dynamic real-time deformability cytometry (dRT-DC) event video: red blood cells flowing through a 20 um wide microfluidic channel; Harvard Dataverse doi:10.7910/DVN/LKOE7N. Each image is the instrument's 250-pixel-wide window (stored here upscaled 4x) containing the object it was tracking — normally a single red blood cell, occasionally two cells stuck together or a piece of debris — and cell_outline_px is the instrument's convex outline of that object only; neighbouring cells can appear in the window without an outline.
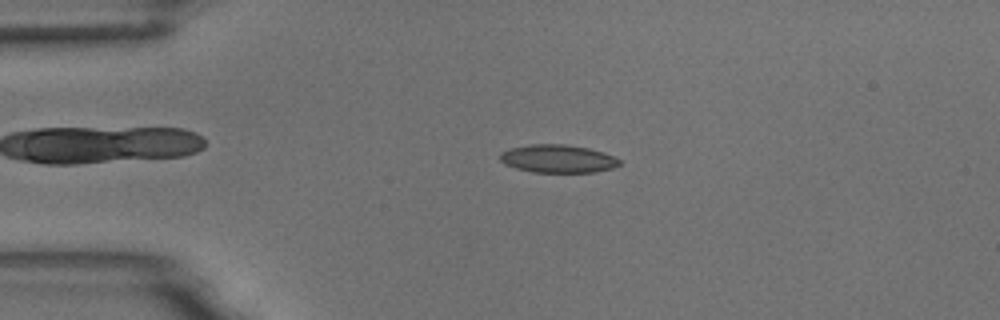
{"species": "common noctule bat (a hibernating species)", "species_latin": "Nyctalus noctula", "temperature_condition": "room temperature", "stored_images_in_passage": 54, "camera_frame_rate_fps": 3000, "um_per_image_px": 0.085, "animal": {"sex": "male", "body_mass_g": 18.8}, "frame": {"image": 1, "passage_image": 12, "time_ms": 3.667, "image_size_px": [1000, 320], "cell_outline_px": [[620, 164], [612, 168], [596, 172], [532, 172], [516, 168], [504, 164], [500, 160], [500, 152], [508, 148], [532, 144], [564, 144], [588, 148], [604, 152], [620, 160]], "centroid_in_image_um": [47.39, 13.49], "position_along_channel_um": 37.6, "area_um2": 19.54}}
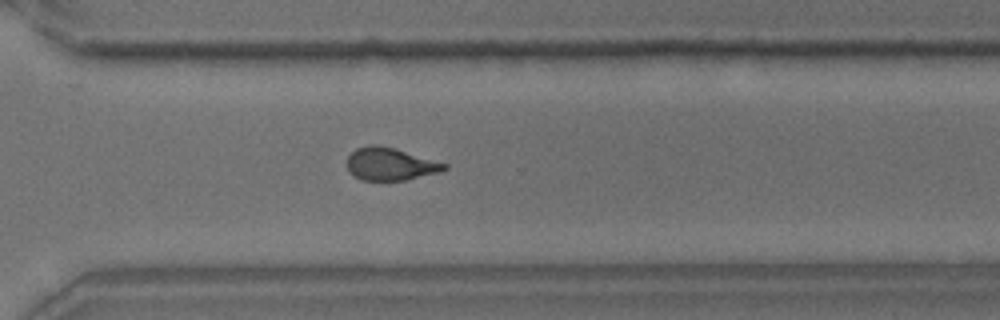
{"frame": {"image": 2, "passage_image": 39, "time_ms": 12.667, "image_size_px": [1000, 320], "cell_outline_px": [[448, 168], [440, 172], [404, 180], [360, 180], [352, 176], [348, 172], [348, 156], [356, 148], [368, 144], [376, 144], [396, 148], [448, 164]], "centroid_in_image_um": [33.16, 13.93], "position_along_channel_um": 337.4, "area_um2": 18.67}}
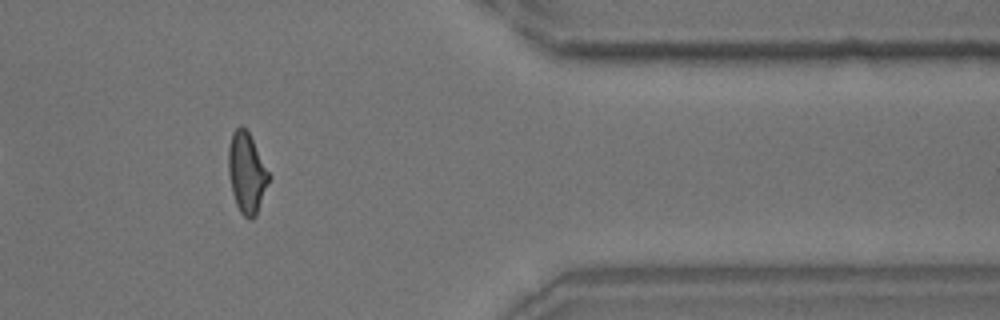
{"frame": {"image": 3, "passage_image": 45, "time_ms": 14.667, "image_size_px": [1000, 320], "cell_outline_px": [[272, 176], [256, 216], [252, 220], [248, 220], [240, 212], [236, 204], [232, 192], [228, 172], [228, 148], [232, 132], [240, 124], [248, 132]], "centroid_in_image_um": [20.98, 14.72], "position_along_channel_um": 390.4, "area_um2": 19.25}, "authors_computed_cell_mechanics": {"area_um2": 19.074, "velocity_mm_per_s": 3.6928, "shape_relaxation_time_tau1_ms": 6.4057, "shape_relaxation_time_tau2_ms": 1.9282, "deformation_change_tau1": 0.1807, "deformation_change_tau2": 0.0893}}